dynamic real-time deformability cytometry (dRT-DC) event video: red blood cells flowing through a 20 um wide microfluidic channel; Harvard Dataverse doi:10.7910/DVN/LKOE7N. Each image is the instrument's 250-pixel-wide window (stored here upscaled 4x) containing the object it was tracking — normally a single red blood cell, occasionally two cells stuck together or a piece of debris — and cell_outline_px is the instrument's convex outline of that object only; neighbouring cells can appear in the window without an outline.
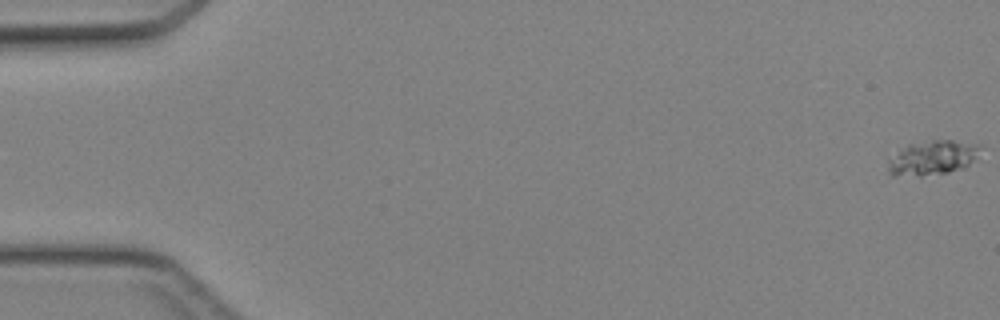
{"species": "Egyptian fruit bat (a non-hibernating species)", "species_latin": "Rousettus aegyptiacus", "temperature_condition": "cold", "stored_images_in_passage": 12, "camera_frame_rate_fps": 3000, "um_per_image_px": 0.085, "animal": {"sex": "female"}, "frame": {"image": 1, "passage_image": 1, "time_ms": 0.0, "image_size_px": [1000, 320], "cell_outline_px": [[980, 144], [976, 156], [964, 168], [948, 172], [920, 176], [892, 176], [888, 172], [888, 160], [908, 144], [932, 140], [952, 140]], "centroid_in_image_um": [79.23, 13.42], "position_along_channel_um": 5.8, "area_um2": 18.32}}
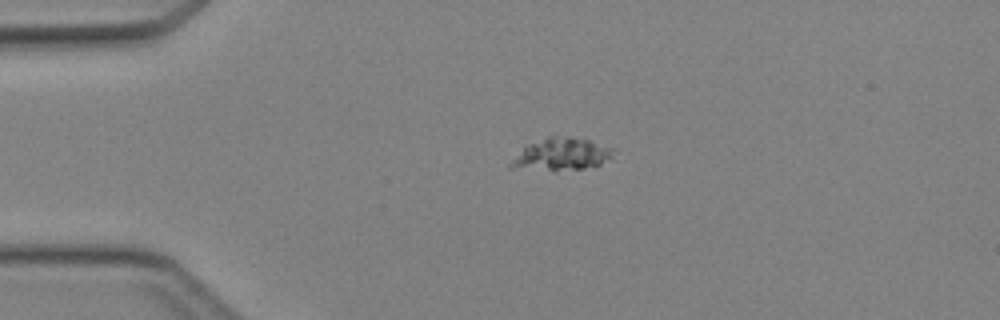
{"frame": {"image": 2, "passage_image": 12, "time_ms": 3.667, "image_size_px": [1000, 320], "cell_outline_px": [[612, 156], [600, 164], [584, 168], [556, 172], [552, 172], [508, 168], [508, 164], [528, 144], [548, 136], [572, 136], [588, 140], [612, 148]], "centroid_in_image_um": [47.65, 13.15], "position_along_channel_um": 37.3, "area_um2": 19.48}}